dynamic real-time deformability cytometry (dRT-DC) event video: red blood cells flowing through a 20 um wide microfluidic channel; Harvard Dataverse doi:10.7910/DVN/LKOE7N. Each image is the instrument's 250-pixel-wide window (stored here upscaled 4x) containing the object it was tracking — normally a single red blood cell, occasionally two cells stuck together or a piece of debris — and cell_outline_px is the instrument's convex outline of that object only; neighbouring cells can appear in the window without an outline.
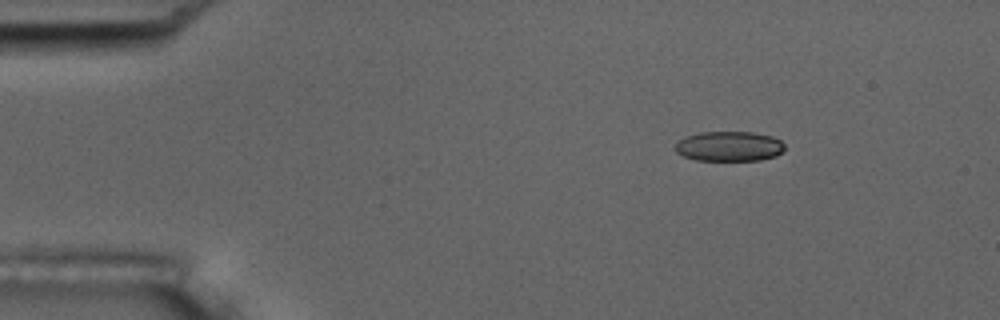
{"species": "common noctule bat (a hibernating species)", "species_latin": "Nyctalus noctula", "temperature_condition": "room temperature", "stored_images_in_passage": 4, "camera_frame_rate_fps": 3000, "um_per_image_px": 0.085, "animal": {"sex": "male", "body_mass_g": 17.5, "forearm_length_mm": 52.3}, "frame": {"image": 1, "passage_image": 1, "time_ms": 0.0, "image_size_px": [1000, 320], "cell_outline_px": [[784, 148], [776, 156], [760, 160], [696, 160], [684, 156], [676, 152], [676, 144], [684, 136], [700, 132], [752, 132], [772, 136], [780, 140], [784, 144]], "centroid_in_image_um": [61.98, 12.43], "position_along_channel_um": 23.0, "area_um2": 19.02}}